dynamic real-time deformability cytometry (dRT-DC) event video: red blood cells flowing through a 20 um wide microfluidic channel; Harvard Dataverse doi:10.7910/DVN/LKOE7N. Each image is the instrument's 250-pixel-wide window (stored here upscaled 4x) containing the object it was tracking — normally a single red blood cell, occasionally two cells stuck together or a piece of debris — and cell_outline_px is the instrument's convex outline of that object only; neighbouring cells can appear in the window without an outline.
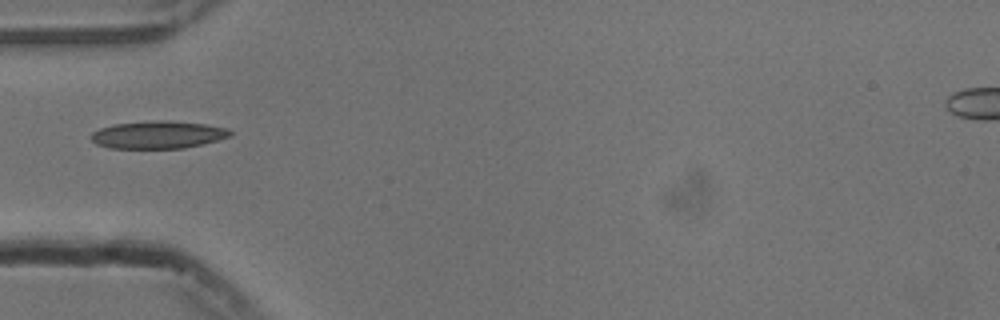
{"species": "common noctule bat (a hibernating species)", "species_latin": "Nyctalus noctula", "temperature_condition": "cold", "stored_images_in_passage": 16, "camera_frame_rate_fps": 3000, "um_per_image_px": 0.085, "animal": {"sex": "male", "body_mass_g": 13.3}, "frame": {"image": 1, "passage_image": 1, "time_ms": 0.0, "image_size_px": [1000, 320], "cell_outline_px": [[232, 136], [184, 148], [108, 148], [96, 144], [88, 136], [92, 132], [100, 128], [116, 124], [156, 120], [168, 120], [204, 124], [228, 128], [232, 132]], "centroid_in_image_um": [13.41, 11.45], "position_along_channel_um": 71.6, "area_um2": 22.31}}
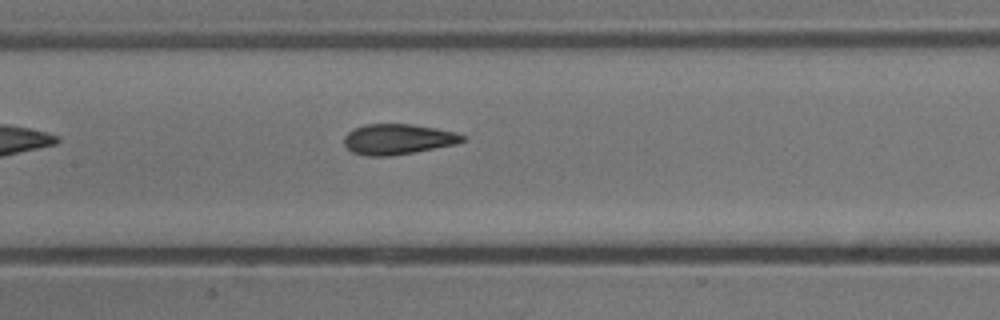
{"frame": {"image": 2, "passage_image": 9, "time_ms": 2.667, "image_size_px": [1000, 320], "cell_outline_px": [[468, 140], [456, 144], [412, 152], [388, 156], [368, 156], [352, 152], [344, 144], [344, 136], [352, 128], [364, 124], [412, 124], [436, 128], [456, 132], [468, 136]], "centroid_in_image_um": [33.84, 11.82], "position_along_channel_um": 173.6, "area_um2": 21.15}}
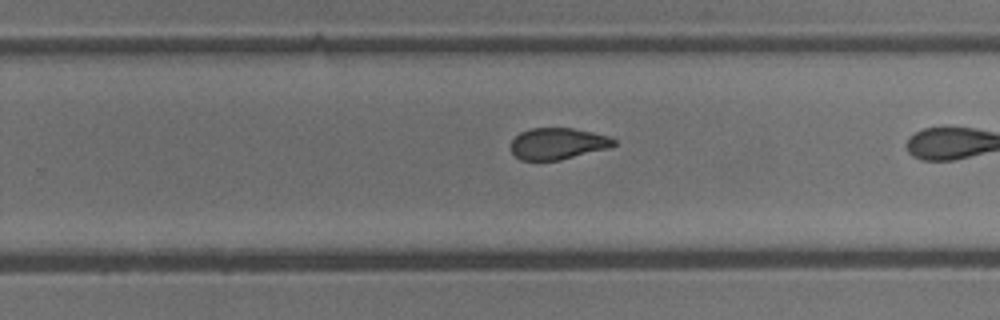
{"frame": {"image": 3, "passage_image": 15, "time_ms": 4.667, "image_size_px": [1000, 320], "cell_outline_px": [[616, 144], [608, 148], [560, 160], [520, 160], [512, 152], [512, 140], [520, 132], [532, 128], [572, 128], [592, 132], [608, 136], [616, 140]], "centroid_in_image_um": [47.41, 12.2], "position_along_channel_um": 282.4, "area_um2": 18.73}}